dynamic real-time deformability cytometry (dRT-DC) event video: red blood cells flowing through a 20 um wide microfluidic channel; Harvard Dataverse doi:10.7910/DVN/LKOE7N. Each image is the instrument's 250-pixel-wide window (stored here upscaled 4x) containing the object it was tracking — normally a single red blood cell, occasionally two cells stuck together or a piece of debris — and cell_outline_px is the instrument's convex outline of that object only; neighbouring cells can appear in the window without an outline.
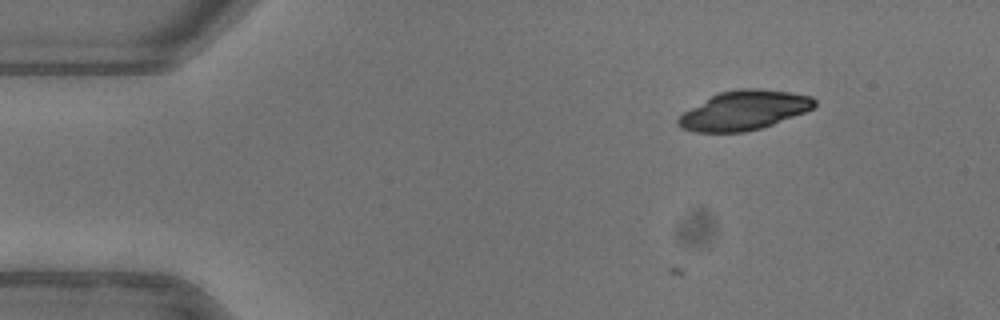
{"species": "common noctule bat (a hibernating species)", "species_latin": "Nyctalus noctula", "temperature_condition": "warm", "stored_images_in_passage": 3, "camera_frame_rate_fps": 3000, "um_per_image_px": 0.085, "animal": {"sex": "female"}, "frame": {"image": 1, "passage_image": 3, "time_ms": 0.667, "image_size_px": [1000, 320], "cell_outline_px": [[816, 104], [812, 108], [804, 112], [772, 124], [760, 128], [744, 132], [696, 132], [680, 128], [676, 124], [676, 120], [684, 112], [712, 96], [720, 92], [740, 88], [760, 88], [792, 92], [812, 96], [816, 100]], "centroid_in_image_um": [63.25, 9.37], "position_along_channel_um": 21.8, "area_um2": 30.98}}